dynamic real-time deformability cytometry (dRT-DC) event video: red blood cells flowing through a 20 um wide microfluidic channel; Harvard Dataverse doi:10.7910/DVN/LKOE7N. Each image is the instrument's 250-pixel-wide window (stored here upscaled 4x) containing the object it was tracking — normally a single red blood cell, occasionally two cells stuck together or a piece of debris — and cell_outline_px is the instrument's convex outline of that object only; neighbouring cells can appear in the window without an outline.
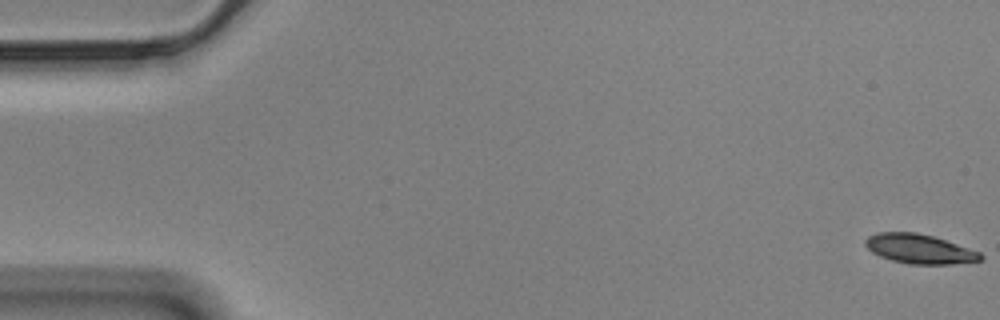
{"species": "Egyptian fruit bat (a non-hibernating species)", "species_latin": "Rousettus aegyptiacus", "temperature_condition": "cold", "stored_images_in_passage": 58, "camera_frame_rate_fps": 3000, "um_per_image_px": 0.085, "animal": {"sex": "male"}, "frame": {"image": 1, "passage_image": 1, "time_ms": 0.0, "image_size_px": [1000, 320], "cell_outline_px": [[984, 256], [980, 260], [952, 264], [912, 264], [892, 260], [880, 256], [872, 252], [864, 244], [864, 240], [868, 236], [880, 232], [916, 232], [932, 236], [980, 252]], "centroid_in_image_um": [78.12, 21.15], "position_along_channel_um": 6.9, "area_um2": 19.48}}
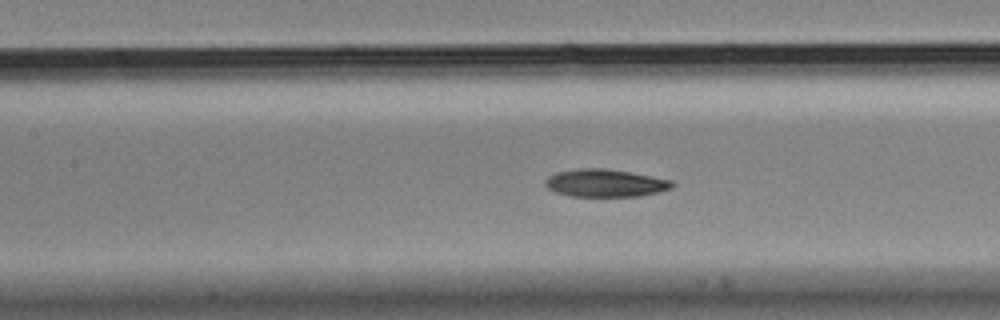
{"frame": {"image": 2, "passage_image": 26, "time_ms": 8.333, "image_size_px": [1000, 320], "cell_outline_px": [[676, 184], [672, 188], [640, 196], [572, 196], [556, 192], [548, 188], [544, 184], [544, 180], [548, 176], [556, 172], [580, 168], [604, 168], [652, 176], [672, 180]], "centroid_in_image_um": [51.44, 15.55], "position_along_channel_um": 156.0, "area_um2": 20.4}}
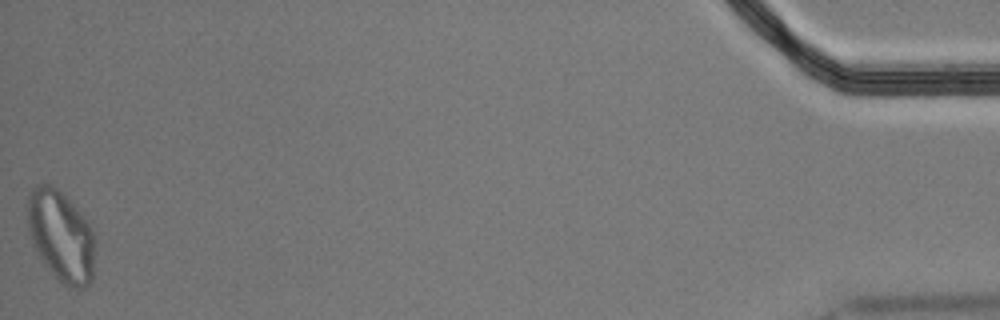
{"frame": {"image": 3, "passage_image": 58, "time_ms": 19.0, "image_size_px": [1000, 320], "cell_outline_px": [[92, 280], [84, 288], [68, 288], [56, 280], [44, 264], [32, 244], [28, 232], [28, 192], [36, 184], [52, 184], [76, 208], [88, 224], [92, 232]], "centroid_in_image_um": [5.12, 20.09], "position_along_channel_um": 430.1, "area_um2": 35.37}, "authors_computed_cell_mechanics": {"area_um2": 20.8369, "velocity_mm_per_s": 3.4759, "shape_relaxation_time_tau1_ms": 4.9201, "shape_relaxation_time_tau2_ms": 7.5414, "deformation_change_tau1": 0.1557, "deformation_change_tau2": 0.1394}}